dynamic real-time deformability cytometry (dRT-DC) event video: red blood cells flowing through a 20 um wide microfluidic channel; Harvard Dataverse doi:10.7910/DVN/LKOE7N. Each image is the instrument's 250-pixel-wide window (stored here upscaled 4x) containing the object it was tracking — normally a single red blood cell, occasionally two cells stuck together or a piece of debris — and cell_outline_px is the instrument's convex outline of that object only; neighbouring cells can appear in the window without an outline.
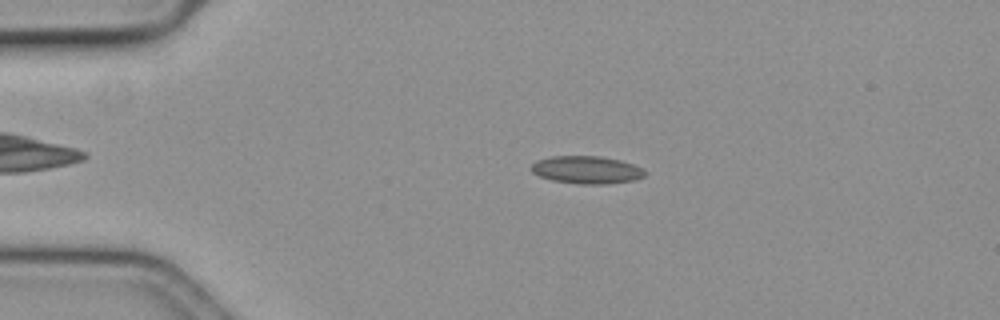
{"species": "common noctule bat (a hibernating species)", "species_latin": "Nyctalus noctula", "temperature_condition": "cold", "stored_images_in_passage": 59, "camera_frame_rate_fps": 3000, "um_per_image_px": 0.085, "animal": {"sex": "female", "body_mass_g": 19.3, "forearm_length_mm": 54.1}, "frame": {"image": 1, "passage_image": 13, "time_ms": 4.0, "image_size_px": [1000, 320], "cell_outline_px": [[644, 176], [636, 180], [608, 184], [576, 184], [552, 180], [540, 176], [532, 172], [532, 164], [536, 160], [552, 156], [600, 156], [620, 160], [632, 164], [640, 168], [644, 172]], "centroid_in_image_um": [49.85, 14.44], "position_along_channel_um": 35.2, "area_um2": 18.26}}
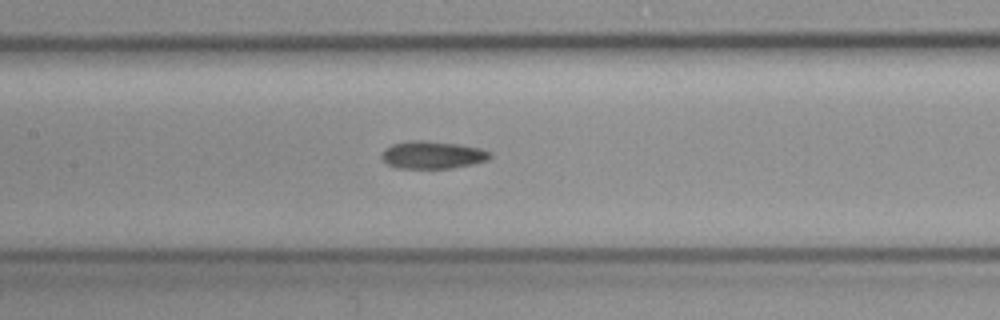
{"frame": {"image": 2, "passage_image": 28, "time_ms": 9.0, "image_size_px": [1000, 320], "cell_outline_px": [[492, 156], [488, 160], [472, 164], [452, 168], [396, 168], [388, 164], [380, 156], [384, 148], [392, 144], [408, 140], [424, 140], [456, 144], [480, 148], [492, 152]], "centroid_in_image_um": [36.75, 13.16], "position_along_channel_um": 170.6, "area_um2": 17.51}}
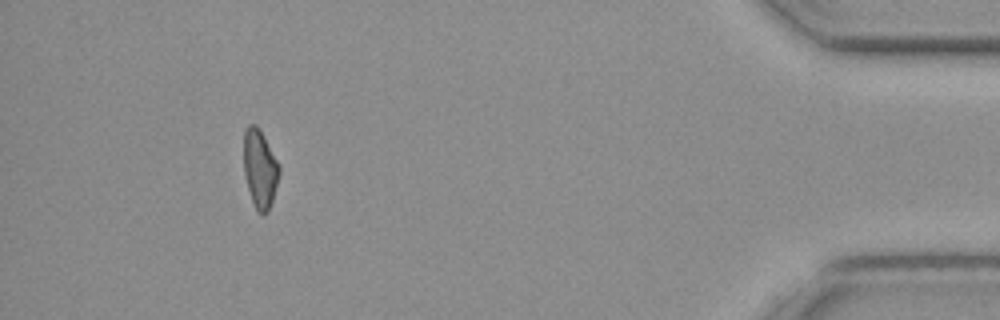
{"frame": {"image": 3, "passage_image": 54, "time_ms": 17.667, "image_size_px": [1000, 320], "cell_outline_px": [[280, 172], [272, 200], [268, 212], [264, 216], [256, 212], [244, 176], [244, 128], [248, 124], [256, 124], [260, 128], [280, 164]], "centroid_in_image_um": [22.09, 14.32], "position_along_channel_um": 413.1, "area_um2": 16.53}}